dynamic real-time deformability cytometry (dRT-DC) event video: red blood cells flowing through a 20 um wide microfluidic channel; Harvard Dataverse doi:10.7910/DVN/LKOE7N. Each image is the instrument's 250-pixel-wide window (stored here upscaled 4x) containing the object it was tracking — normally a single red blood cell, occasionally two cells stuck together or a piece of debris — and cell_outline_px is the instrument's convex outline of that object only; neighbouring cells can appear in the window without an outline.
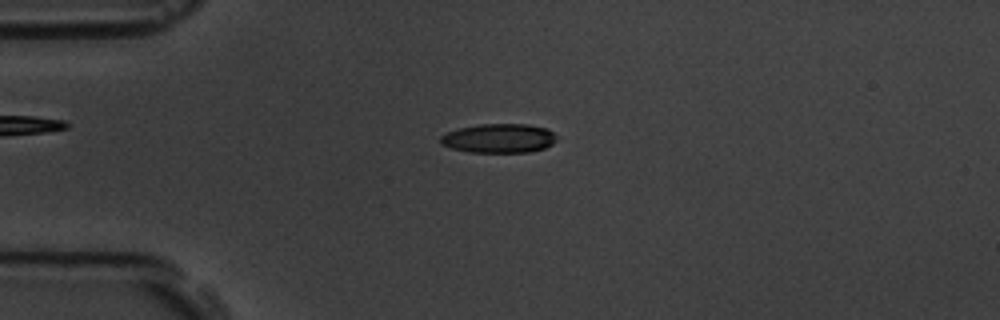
{"species": "common noctule bat (a hibernating species)", "species_latin": "Nyctalus noctula", "temperature_condition": "room temperature", "stored_images_in_passage": 50, "camera_frame_rate_fps": 3000, "um_per_image_px": 0.085, "animal": {"sex": "male", "body_mass_g": 19.5, "forearm_length_mm": 54.6}, "frame": {"image": 1, "passage_image": 7, "time_ms": 2.0, "image_size_px": [1000, 320], "cell_outline_px": [[556, 140], [552, 144], [544, 148], [528, 152], [468, 152], [452, 148], [440, 144], [440, 136], [448, 132], [460, 128], [480, 124], [528, 124], [548, 128], [556, 136]], "centroid_in_image_um": [42.41, 11.75], "position_along_channel_um": 42.6, "area_um2": 19.71}}
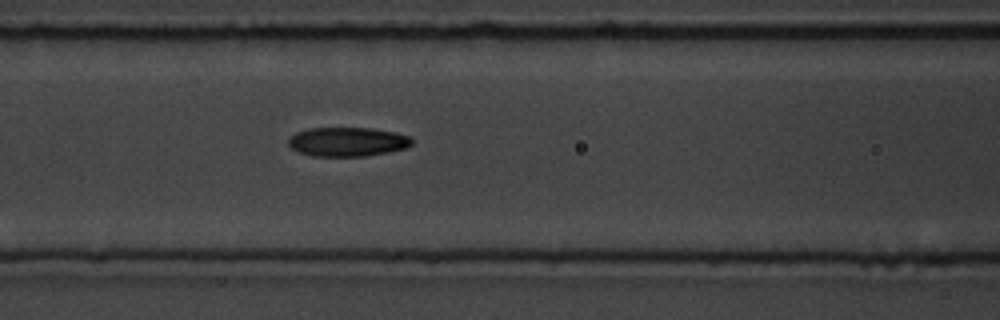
{"frame": {"image": 2, "passage_image": 17, "time_ms": 5.333, "image_size_px": [1000, 320], "cell_outline_px": [[412, 144], [408, 148], [388, 152], [364, 156], [312, 156], [300, 152], [292, 148], [288, 144], [288, 140], [296, 132], [308, 128], [372, 128], [392, 132], [408, 136], [412, 140]], "centroid_in_image_um": [29.53, 12.05], "position_along_channel_um": 137.1, "area_um2": 20.87}}
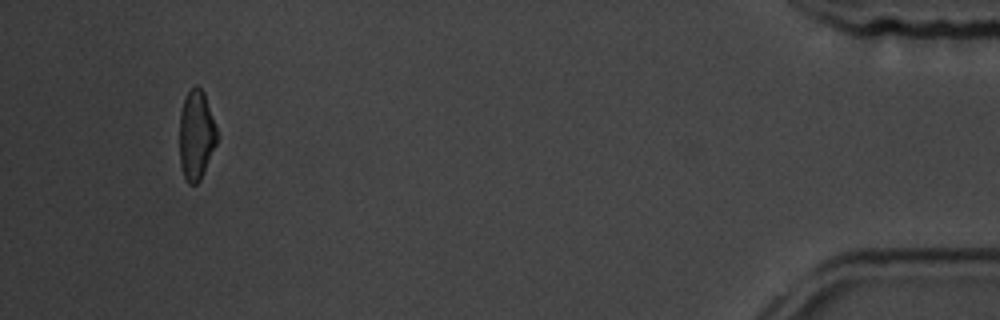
{"frame": {"image": 3, "passage_image": 47, "time_ms": 15.333, "image_size_px": [1000, 320], "cell_outline_px": [[216, 144], [200, 180], [196, 184], [188, 184], [184, 176], [180, 164], [180, 112], [184, 100], [188, 92], [196, 84], [204, 92], [216, 128]], "centroid_in_image_um": [16.66, 11.49], "position_along_channel_um": 418.5, "area_um2": 19.19}, "authors_computed_cell_mechanics": {"area_um2": 20.5479, "velocity_mm_per_s": 3.5606, "shape_relaxation_time_tau1_ms": 5.8996, "shape_relaxation_time_tau2_ms": 4.1473, "deformation_change_tau1": 0.1642, "deformation_change_tau2": 0.1146}}